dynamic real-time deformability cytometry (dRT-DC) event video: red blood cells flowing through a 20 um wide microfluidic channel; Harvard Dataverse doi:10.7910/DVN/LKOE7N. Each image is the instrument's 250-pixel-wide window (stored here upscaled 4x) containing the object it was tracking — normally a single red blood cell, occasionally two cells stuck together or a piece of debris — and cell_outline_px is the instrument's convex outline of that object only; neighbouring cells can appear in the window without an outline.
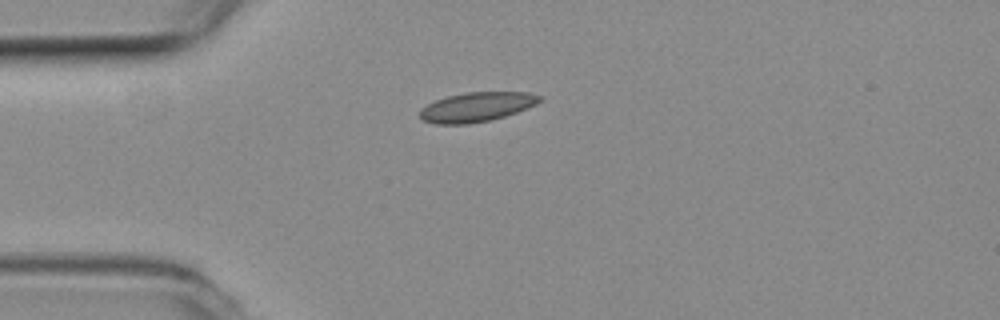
{"species": "common noctule bat (a hibernating species)", "species_latin": "Nyctalus noctula", "temperature_condition": "room temperature", "stored_images_in_passage": 3, "camera_frame_rate_fps": 3000, "um_per_image_px": 0.085, "animal": {"sex": "female", "body_mass_g": 19.3, "forearm_length_mm": 54.1}, "frame": {"image": 1, "passage_image": 3, "time_ms": 0.667, "image_size_px": [1000, 320], "cell_outline_px": [[544, 100], [536, 104], [516, 112], [492, 120], [468, 124], [436, 124], [420, 120], [420, 108], [436, 100], [448, 96], [464, 92], [528, 92], [540, 96]], "centroid_in_image_um": [40.5, 9.09], "position_along_channel_um": 44.5, "area_um2": 20.63}}